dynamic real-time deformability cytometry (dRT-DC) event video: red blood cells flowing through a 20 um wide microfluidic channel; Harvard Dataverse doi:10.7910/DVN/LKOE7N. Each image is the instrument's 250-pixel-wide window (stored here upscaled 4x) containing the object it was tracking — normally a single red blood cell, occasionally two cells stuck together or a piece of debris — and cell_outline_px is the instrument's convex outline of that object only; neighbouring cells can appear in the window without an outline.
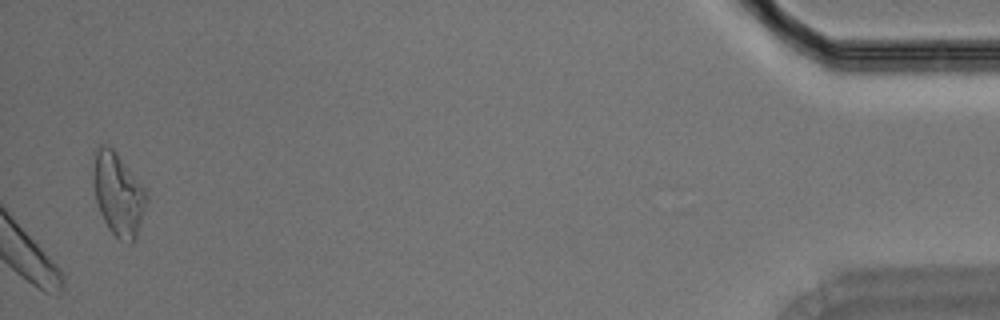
{"species": "Egyptian fruit bat (a non-hibernating species)", "species_latin": "Rousettus aegyptiacus", "temperature_condition": "room temperature", "stored_images_in_passage": 42, "camera_frame_rate_fps": 3000, "um_per_image_px": 0.085, "animal": {"sex": "male"}, "frame": {"image": 1, "passage_image": 42, "time_ms": 13.667, "image_size_px": [1000, 320], "cell_outline_px": [[148, 200], [136, 236], [132, 244], [128, 244], [120, 240], [108, 228], [100, 212], [96, 200], [96, 148], [100, 144], [104, 144], [112, 148], [116, 152], [144, 188], [148, 196]], "centroid_in_image_um": [10.1, 16.57], "position_along_channel_um": 425.1, "area_um2": 24.74}}